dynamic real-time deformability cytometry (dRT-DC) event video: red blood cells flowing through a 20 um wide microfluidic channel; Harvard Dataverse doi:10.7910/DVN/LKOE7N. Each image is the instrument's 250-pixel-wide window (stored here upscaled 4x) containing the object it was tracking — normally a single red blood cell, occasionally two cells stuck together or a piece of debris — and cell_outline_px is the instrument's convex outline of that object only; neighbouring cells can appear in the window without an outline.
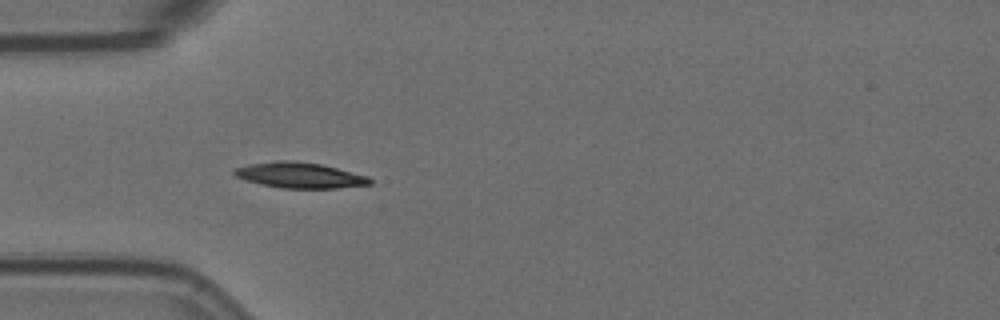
{"species": "Egyptian fruit bat (a non-hibernating species)", "species_latin": "Rousettus aegyptiacus", "temperature_condition": "room temperature", "stored_images_in_passage": 3, "camera_frame_rate_fps": 3000, "um_per_image_px": 0.085, "animal": {"sex": "female"}, "frame": {"image": 1, "passage_image": 2, "time_ms": 0.333, "image_size_px": [1000, 320], "cell_outline_px": [[372, 184], [336, 188], [280, 188], [260, 184], [244, 180], [236, 176], [232, 172], [232, 168], [248, 164], [276, 160], [292, 160], [320, 164], [368, 176], [372, 180]], "centroid_in_image_um": [25.42, 14.89], "position_along_channel_um": 59.6, "area_um2": 20.35}}
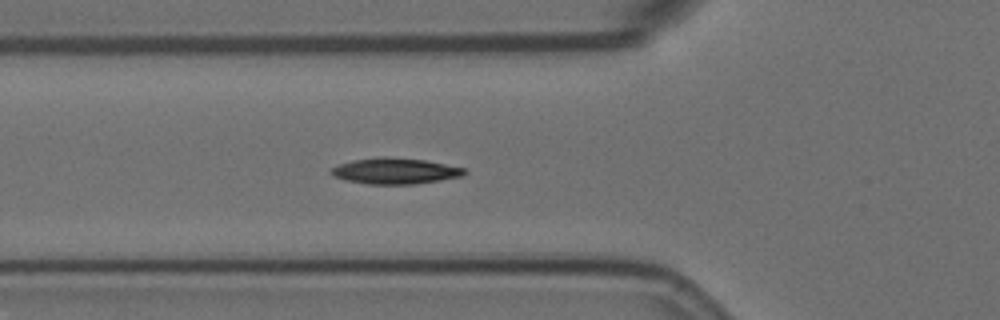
{"frame": {"image": 2, "passage_image": 3, "time_ms": 0.667, "image_size_px": [1000, 320], "cell_outline_px": [[468, 172], [464, 176], [416, 184], [368, 184], [344, 180], [332, 176], [328, 172], [332, 168], [340, 164], [352, 160], [384, 156], [388, 156], [424, 160], [464, 168]], "centroid_in_image_um": [33.56, 14.54], "position_along_channel_um": 92.2, "area_um2": 20.29}}